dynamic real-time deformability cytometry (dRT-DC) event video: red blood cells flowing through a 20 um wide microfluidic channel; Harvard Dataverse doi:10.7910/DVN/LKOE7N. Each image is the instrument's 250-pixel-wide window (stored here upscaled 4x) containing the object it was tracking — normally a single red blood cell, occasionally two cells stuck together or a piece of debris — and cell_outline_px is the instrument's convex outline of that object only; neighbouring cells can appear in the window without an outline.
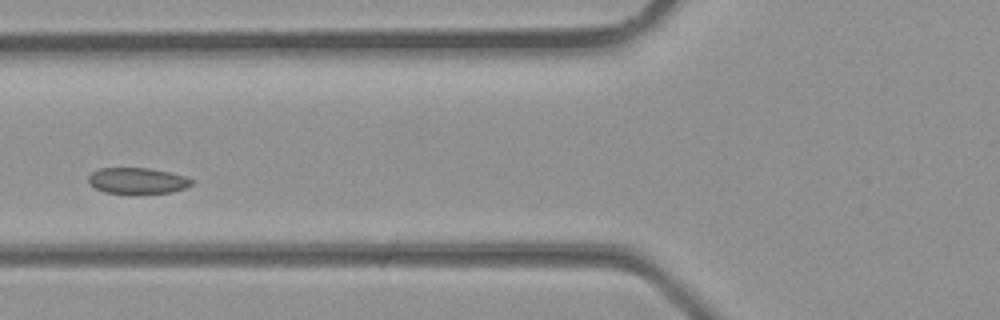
{"species": "common noctule bat (a hibernating species)", "species_latin": "Nyctalus noctula", "temperature_condition": "room temperature", "stored_images_in_passage": 2, "camera_frame_rate_fps": 3000, "um_per_image_px": 0.085, "animal": {"sex": "male", "body_mass_g": 23.1, "forearm_length_mm": 52.7}, "frame": {"image": 1, "passage_image": 2, "time_ms": 0.333, "image_size_px": [1000, 320], "cell_outline_px": [[196, 180], [192, 184], [184, 188], [172, 192], [132, 196], [104, 192], [88, 184], [88, 176], [92, 172], [100, 168], [152, 168], [184, 176]], "centroid_in_image_um": [11.67, 15.4], "position_along_channel_um": 114.1, "area_um2": 16.36}}